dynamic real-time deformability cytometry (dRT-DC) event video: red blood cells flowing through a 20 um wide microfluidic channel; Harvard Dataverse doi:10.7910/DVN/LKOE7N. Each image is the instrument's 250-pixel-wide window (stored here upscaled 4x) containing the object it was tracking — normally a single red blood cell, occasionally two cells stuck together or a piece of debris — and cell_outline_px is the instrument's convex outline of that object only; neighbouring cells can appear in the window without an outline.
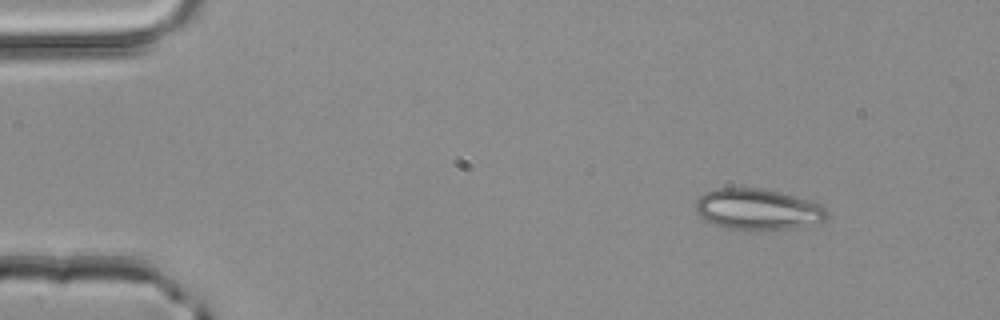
{"species": "common noctule bat (a hibernating species)", "species_latin": "Nyctalus noctula", "temperature_condition": "room temperature", "stored_images_in_passage": 3, "camera_frame_rate_fps": 3000, "um_per_image_px": 0.085, "animal": {"sex": "male", "body_mass_g": 20.4}, "frame": {"image": 1, "passage_image": 1, "time_ms": 0.0, "image_size_px": [1000, 320], "cell_outline_px": [[828, 216], [824, 220], [792, 228], [764, 232], [748, 232], [728, 228], [712, 224], [704, 220], [696, 212], [696, 200], [704, 192], [716, 188], [760, 188], [780, 192], [820, 204], [828, 212]], "centroid_in_image_um": [64.35, 17.82], "position_along_channel_um": 20.6, "area_um2": 31.85}}